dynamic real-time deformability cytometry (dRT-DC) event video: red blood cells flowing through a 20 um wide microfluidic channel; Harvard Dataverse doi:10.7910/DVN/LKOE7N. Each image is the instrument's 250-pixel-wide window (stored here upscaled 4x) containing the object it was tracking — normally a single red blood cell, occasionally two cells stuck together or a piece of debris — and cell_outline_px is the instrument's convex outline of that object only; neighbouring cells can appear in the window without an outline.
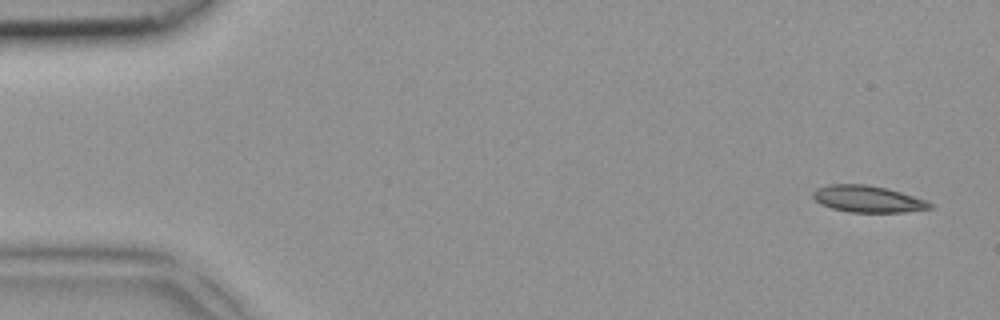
{"species": "common noctule bat (a hibernating species)", "species_latin": "Nyctalus noctula", "temperature_condition": "room temperature", "stored_images_in_passage": 4, "camera_frame_rate_fps": 3000, "um_per_image_px": 0.085, "animal": {"sex": "female", "body_mass_g": 18.4}, "frame": {"image": 1, "passage_image": 1, "time_ms": 0.0, "image_size_px": [1000, 320], "cell_outline_px": [[932, 208], [904, 212], [848, 212], [832, 208], [820, 204], [812, 196], [812, 192], [816, 188], [832, 184], [864, 184], [888, 188], [924, 200], [932, 204]], "centroid_in_image_um": [73.71, 16.91], "position_along_channel_um": 11.3, "area_um2": 18.03}}